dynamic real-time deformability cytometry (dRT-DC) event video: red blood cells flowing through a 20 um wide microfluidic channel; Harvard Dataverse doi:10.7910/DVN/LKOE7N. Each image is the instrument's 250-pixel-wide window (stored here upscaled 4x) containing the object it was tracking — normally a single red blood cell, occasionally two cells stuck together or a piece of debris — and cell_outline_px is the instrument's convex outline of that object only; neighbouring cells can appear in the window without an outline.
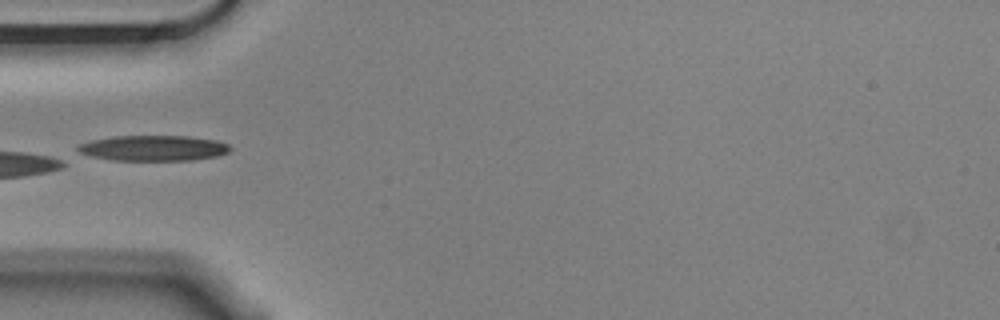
{"species": "Egyptian fruit bat (a non-hibernating species)", "species_latin": "Rousettus aegyptiacus", "temperature_condition": "cold", "stored_images_in_passage": 5, "camera_frame_rate_fps": 3000, "um_per_image_px": 0.085, "animal": {"sex": "male"}, "frame": {"image": 1, "passage_image": 5, "time_ms": 1.333, "image_size_px": [1000, 320], "cell_outline_px": [[232, 148], [228, 152], [216, 156], [192, 160], [112, 160], [92, 156], [80, 152], [76, 148], [76, 144], [92, 140], [112, 136], [188, 136], [216, 140], [228, 144]], "centroid_in_image_um": [13.03, 12.58], "position_along_channel_um": 72.0, "area_um2": 22.6}}